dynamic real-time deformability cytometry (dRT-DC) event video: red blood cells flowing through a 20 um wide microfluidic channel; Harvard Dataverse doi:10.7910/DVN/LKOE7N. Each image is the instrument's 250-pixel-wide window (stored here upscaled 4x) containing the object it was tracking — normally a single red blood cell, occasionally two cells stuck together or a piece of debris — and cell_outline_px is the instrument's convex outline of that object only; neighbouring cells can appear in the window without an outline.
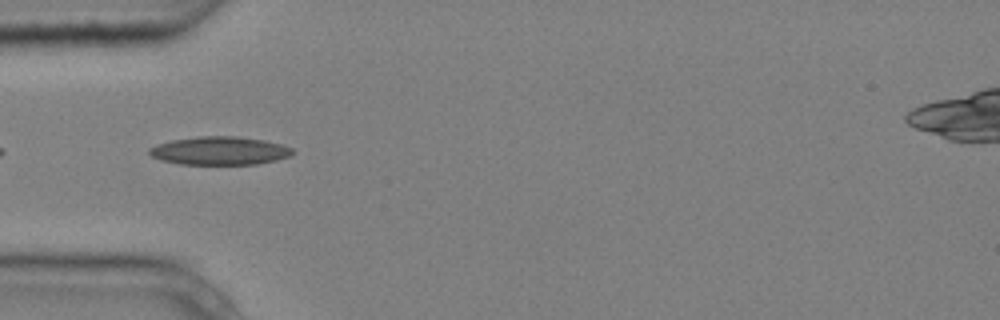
{"species": "common noctule bat (a hibernating species)", "species_latin": "Nyctalus noctula", "temperature_condition": "cold", "stored_images_in_passage": 9, "camera_frame_rate_fps": 3000, "um_per_image_px": 0.085, "animal": {"sex": "male", "body_mass_g": 20.4}, "frame": {"image": 1, "passage_image": 4, "time_ms": 1.0, "image_size_px": [1000, 320], "cell_outline_px": [[296, 152], [288, 156], [276, 160], [256, 164], [180, 164], [164, 160], [152, 156], [148, 152], [148, 148], [156, 144], [172, 140], [200, 136], [236, 136], [264, 140], [280, 144], [292, 148]], "centroid_in_image_um": [18.67, 12.81], "position_along_channel_um": 66.3, "area_um2": 23.47}}
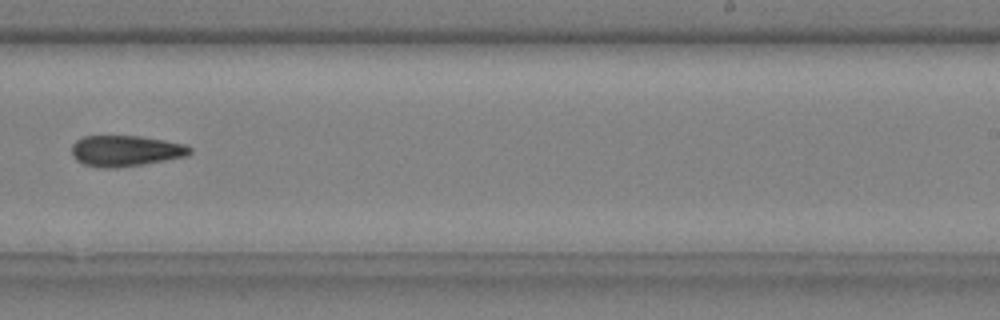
{"frame": {"image": 2, "passage_image": 9, "time_ms": 2.667, "image_size_px": [1000, 320], "cell_outline_px": [[192, 152], [188, 156], [144, 164], [116, 168], [100, 168], [84, 164], [76, 160], [72, 156], [72, 144], [76, 140], [84, 136], [140, 136], [164, 140], [184, 144], [192, 148]], "centroid_in_image_um": [10.68, 12.83], "position_along_channel_um": 278.3, "area_um2": 21.44}}